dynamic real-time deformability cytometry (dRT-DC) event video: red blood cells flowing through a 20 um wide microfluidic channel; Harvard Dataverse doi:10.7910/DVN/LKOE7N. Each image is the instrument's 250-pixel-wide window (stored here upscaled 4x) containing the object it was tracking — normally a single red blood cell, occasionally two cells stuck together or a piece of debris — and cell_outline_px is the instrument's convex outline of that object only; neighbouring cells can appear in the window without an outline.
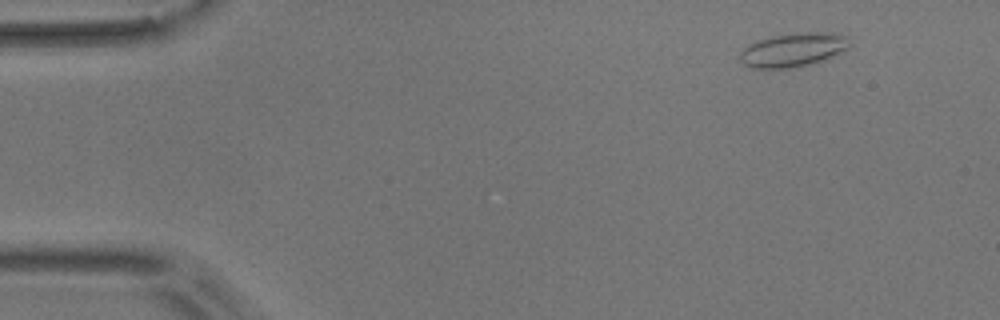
{"species": "common noctule bat (a hibernating species)", "species_latin": "Nyctalus noctula", "temperature_condition": "room temperature", "stored_images_in_passage": 6, "camera_frame_rate_fps": 3000, "um_per_image_px": 0.085, "animal": {"sex": "male", "body_mass_g": 17.9}, "frame": {"image": 1, "passage_image": 2, "time_ms": 1.333, "image_size_px": [1000, 320], "cell_outline_px": [[848, 36], [844, 48], [832, 56], [808, 64], [788, 68], [752, 68], [744, 64], [740, 60], [740, 52], [744, 48], [756, 40], [772, 36], [804, 32], [836, 32]], "centroid_in_image_um": [67.35, 4.22], "position_along_channel_um": 17.7, "area_um2": 21.1}}